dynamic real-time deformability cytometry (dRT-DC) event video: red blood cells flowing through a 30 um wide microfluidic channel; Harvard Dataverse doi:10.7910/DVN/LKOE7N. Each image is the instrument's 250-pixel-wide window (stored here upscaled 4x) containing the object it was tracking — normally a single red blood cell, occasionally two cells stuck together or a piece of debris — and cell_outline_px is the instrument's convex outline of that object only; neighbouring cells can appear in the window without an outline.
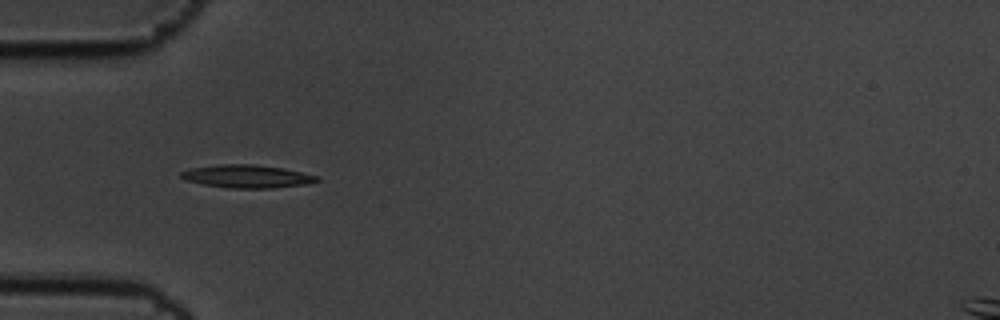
{"species": "common noctule bat (a hibernating species)", "species_latin": "Nyctalus noctula", "temperature_condition": "cold", "stored_images_in_passage": 6, "camera_frame_rate_fps": 3000, "um_per_image_px": 0.085, "animal": {"sex": "male", "body_mass_g": 19.5, "forearm_length_mm": 54.6}, "frame": {"image": 1, "passage_image": 6, "time_ms": 1.667, "image_size_px": [1000, 320], "cell_outline_px": [[320, 180], [304, 184], [272, 188], [228, 188], [204, 184], [184, 180], [180, 176], [180, 172], [192, 168], [220, 164], [252, 164], [284, 168], [320, 176]], "centroid_in_image_um": [21.0, 14.98], "position_along_channel_um": 64.0, "area_um2": 18.15}}